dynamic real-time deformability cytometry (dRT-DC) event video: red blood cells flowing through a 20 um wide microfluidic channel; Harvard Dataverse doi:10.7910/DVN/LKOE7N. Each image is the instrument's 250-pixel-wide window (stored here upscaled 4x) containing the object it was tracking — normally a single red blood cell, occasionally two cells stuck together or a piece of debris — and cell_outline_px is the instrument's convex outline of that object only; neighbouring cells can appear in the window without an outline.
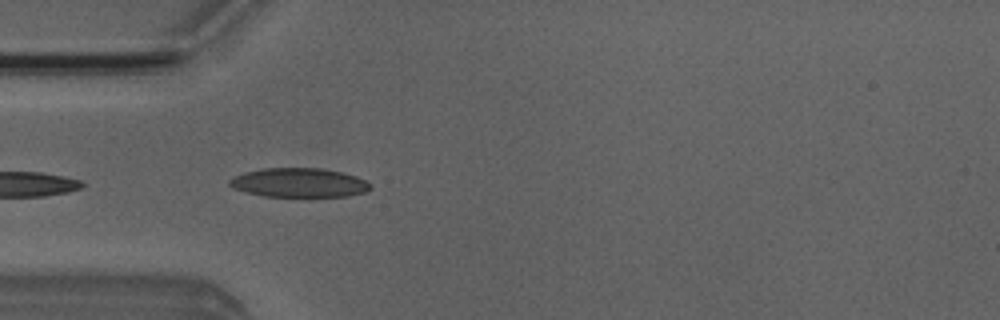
{"species": "Egyptian fruit bat (a non-hibernating species)", "species_latin": "Rousettus aegyptiacus", "temperature_condition": "room temperature", "stored_images_in_passage": 4, "camera_frame_rate_fps": 3000, "um_per_image_px": 0.085, "animal": {"sex": "male"}, "frame": {"image": 1, "passage_image": 2, "time_ms": 0.333, "image_size_px": [1000, 320], "cell_outline_px": [[372, 188], [364, 192], [348, 196], [264, 196], [232, 188], [228, 184], [228, 180], [244, 172], [264, 168], [320, 168], [340, 172], [356, 176], [372, 184]], "centroid_in_image_um": [25.42, 15.52], "position_along_channel_um": 59.6, "area_um2": 23.76}}